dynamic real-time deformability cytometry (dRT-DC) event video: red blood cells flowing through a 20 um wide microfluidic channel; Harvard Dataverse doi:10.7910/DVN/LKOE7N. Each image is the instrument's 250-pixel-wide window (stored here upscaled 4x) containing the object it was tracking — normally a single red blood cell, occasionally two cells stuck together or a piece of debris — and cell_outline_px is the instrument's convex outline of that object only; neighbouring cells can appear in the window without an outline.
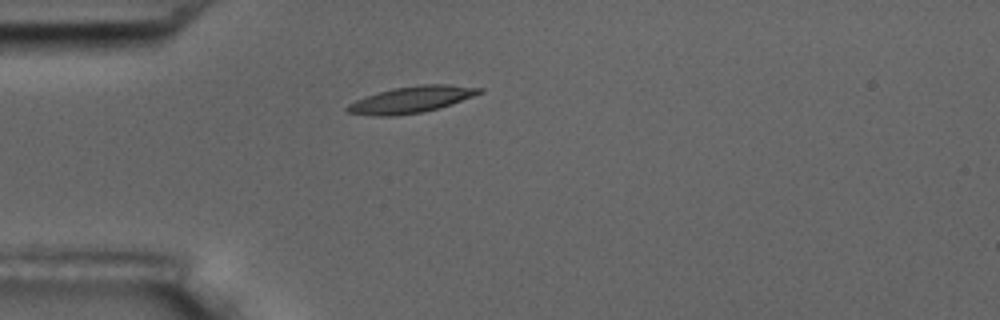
{"species": "common noctule bat (a hibernating species)", "species_latin": "Nyctalus noctula", "temperature_condition": "room temperature", "stored_images_in_passage": 2, "camera_frame_rate_fps": 3000, "um_per_image_px": 0.085, "animal": {"sex": "male", "body_mass_g": 17.5, "forearm_length_mm": 52.3}, "frame": {"image": 1, "passage_image": 1, "time_ms": 0.0, "image_size_px": [1000, 320], "cell_outline_px": [[484, 92], [452, 104], [420, 112], [392, 116], [372, 116], [348, 112], [344, 108], [348, 104], [364, 96], [392, 88], [420, 84], [448, 84], [484, 88]], "centroid_in_image_um": [34.96, 8.45], "position_along_channel_um": 50.0, "area_um2": 20.4}}